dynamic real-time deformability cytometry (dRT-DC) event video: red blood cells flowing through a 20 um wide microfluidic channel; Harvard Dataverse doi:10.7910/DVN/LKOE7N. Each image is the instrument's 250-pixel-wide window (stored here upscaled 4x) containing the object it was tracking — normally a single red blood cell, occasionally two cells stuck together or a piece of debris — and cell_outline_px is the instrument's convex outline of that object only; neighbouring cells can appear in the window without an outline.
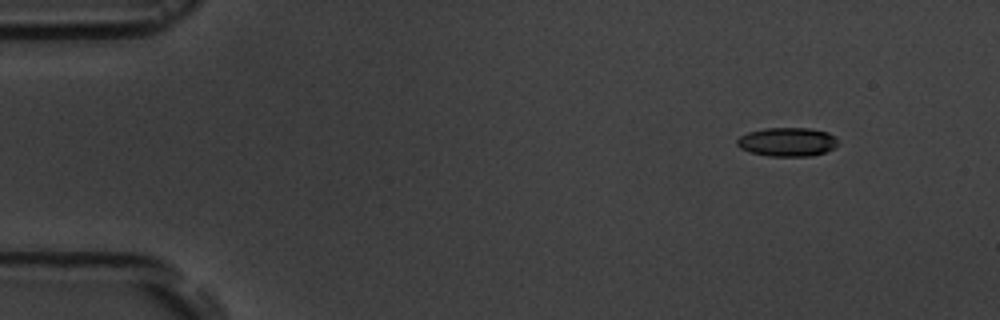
{"species": "common noctule bat (a hibernating species)", "species_latin": "Nyctalus noctula", "temperature_condition": "room temperature", "stored_images_in_passage": 4, "camera_frame_rate_fps": 3000, "um_per_image_px": 0.085, "animal": {"sex": "male", "body_mass_g": 19.5, "forearm_length_mm": 54.6}, "frame": {"image": 1, "passage_image": 1, "time_ms": 0.0, "image_size_px": [1000, 320], "cell_outline_px": [[836, 148], [812, 156], [768, 156], [748, 152], [740, 148], [736, 144], [736, 140], [740, 136], [748, 132], [764, 128], [808, 128], [828, 132], [836, 136]], "centroid_in_image_um": [66.9, 12.06], "position_along_channel_um": 18.1, "area_um2": 17.11}}